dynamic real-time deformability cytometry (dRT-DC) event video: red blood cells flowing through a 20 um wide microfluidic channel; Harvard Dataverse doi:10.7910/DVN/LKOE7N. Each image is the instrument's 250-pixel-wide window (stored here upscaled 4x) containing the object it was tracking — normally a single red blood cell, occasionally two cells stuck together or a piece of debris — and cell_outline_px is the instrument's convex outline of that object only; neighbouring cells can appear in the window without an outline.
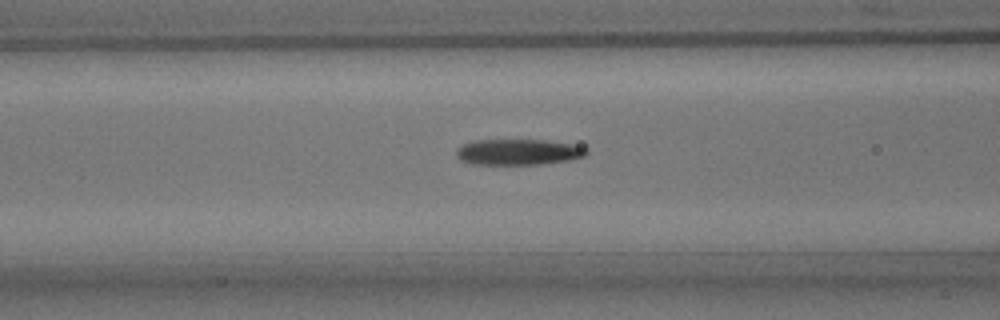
{"species": "common noctule bat (a hibernating species)", "species_latin": "Nyctalus noctula", "temperature_condition": "room temperature", "stored_images_in_passage": 35, "camera_frame_rate_fps": 3000, "um_per_image_px": 0.085, "animal": {"sex": "male", "body_mass_g": 15.6}, "frame": {"image": 1, "passage_image": 6, "time_ms": 1.667, "image_size_px": [1000, 320], "cell_outline_px": [[588, 152], [584, 156], [568, 160], [540, 164], [472, 164], [460, 160], [456, 156], [456, 148], [472, 140], [544, 140], [572, 144], [584, 148]], "centroid_in_image_um": [43.99, 12.92], "position_along_channel_um": 122.6, "area_um2": 19.48}}
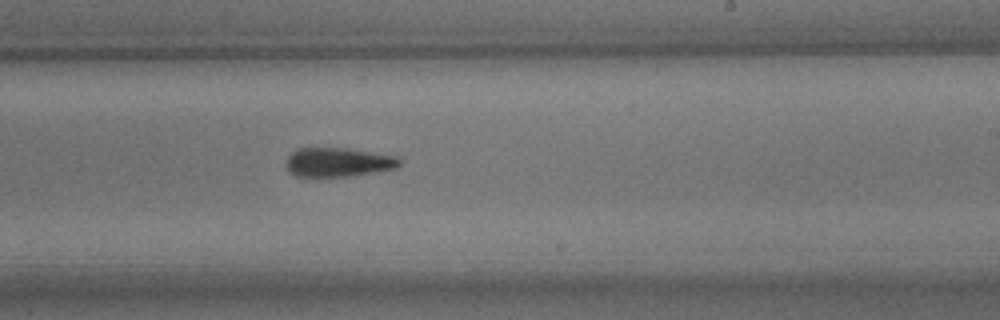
{"frame": {"image": 2, "passage_image": 17, "time_ms": 5.333, "image_size_px": [1000, 320], "cell_outline_px": [[400, 164], [396, 168], [348, 176], [296, 176], [288, 168], [288, 156], [296, 148], [348, 148], [396, 156], [400, 160]], "centroid_in_image_um": [28.76, 13.77], "position_along_channel_um": 260.2, "area_um2": 18.84}}
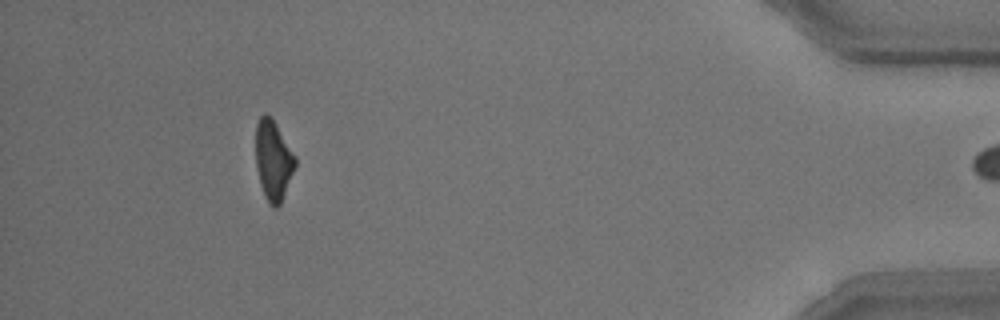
{"frame": {"image": 3, "passage_image": 34, "time_ms": 11.0, "image_size_px": [1000, 320], "cell_outline_px": [[296, 164], [280, 204], [276, 208], [272, 208], [268, 204], [264, 196], [260, 184], [256, 164], [256, 124], [260, 116], [264, 112], [268, 112], [272, 116], [296, 156]], "centroid_in_image_um": [23.22, 13.58], "position_along_channel_um": 412.0, "area_um2": 18.61}}